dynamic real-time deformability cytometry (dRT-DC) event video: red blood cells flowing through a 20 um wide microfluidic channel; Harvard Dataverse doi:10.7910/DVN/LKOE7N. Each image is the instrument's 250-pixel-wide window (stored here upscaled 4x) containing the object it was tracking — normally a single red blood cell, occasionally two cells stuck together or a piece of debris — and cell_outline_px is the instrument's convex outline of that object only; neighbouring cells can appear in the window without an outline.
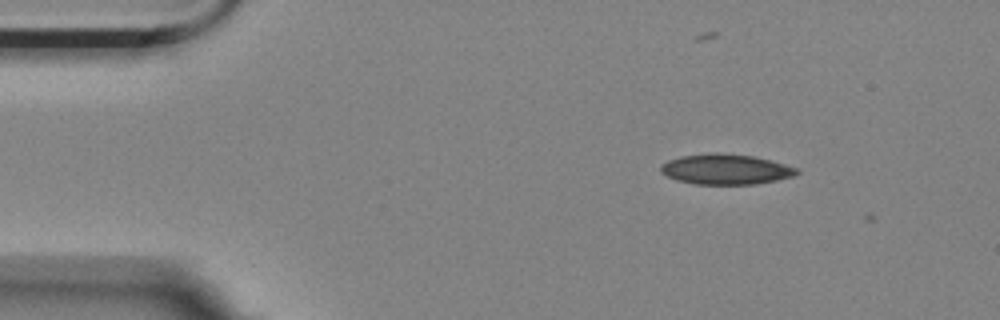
{"species": "Egyptian fruit bat (a non-hibernating species)", "species_latin": "Rousettus aegyptiacus", "temperature_condition": "room temperature", "stored_images_in_passage": 3, "camera_frame_rate_fps": 3000, "um_per_image_px": 0.085, "animal": {"sex": "female"}, "frame": {"image": 1, "passage_image": 1, "time_ms": 0.0, "image_size_px": [1000, 320], "cell_outline_px": [[800, 172], [796, 176], [756, 184], [696, 184], [676, 180], [660, 172], [660, 164], [668, 160], [680, 156], [712, 152], [716, 152], [752, 156], [784, 164], [796, 168]], "centroid_in_image_um": [61.66, 14.39], "position_along_channel_um": 23.3, "area_um2": 24.04}}